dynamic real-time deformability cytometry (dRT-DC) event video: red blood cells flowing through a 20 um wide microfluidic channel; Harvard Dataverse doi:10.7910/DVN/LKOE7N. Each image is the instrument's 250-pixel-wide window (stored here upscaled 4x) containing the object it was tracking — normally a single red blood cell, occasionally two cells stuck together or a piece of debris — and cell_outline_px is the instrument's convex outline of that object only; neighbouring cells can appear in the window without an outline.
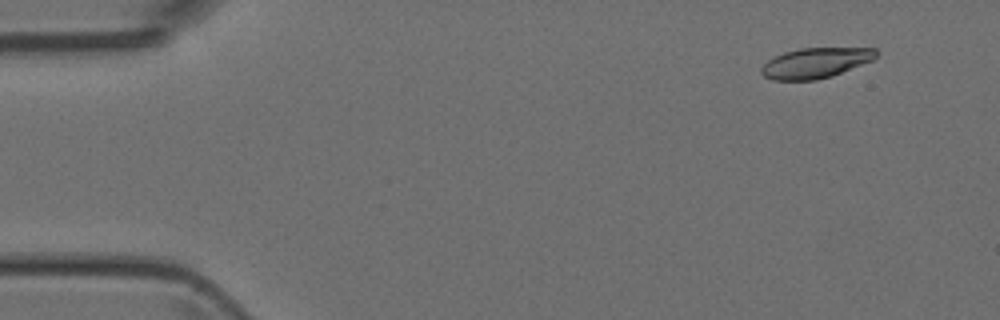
{"species": "Egyptian fruit bat (a non-hibernating species)", "species_latin": "Rousettus aegyptiacus", "temperature_condition": "room temperature", "stored_images_in_passage": 50, "camera_frame_rate_fps": 3000, "um_per_image_px": 0.085, "animal": {"sex": "female"}, "frame": {"image": 1, "passage_image": 5, "time_ms": 1.333, "image_size_px": [1000, 320], "cell_outline_px": [[880, 56], [872, 60], [832, 76], [816, 80], [772, 80], [764, 76], [760, 72], [760, 68], [768, 60], [784, 52], [800, 48], [876, 48], [880, 52]], "centroid_in_image_um": [69.34, 5.34], "position_along_channel_um": 15.7, "area_um2": 20.35}}
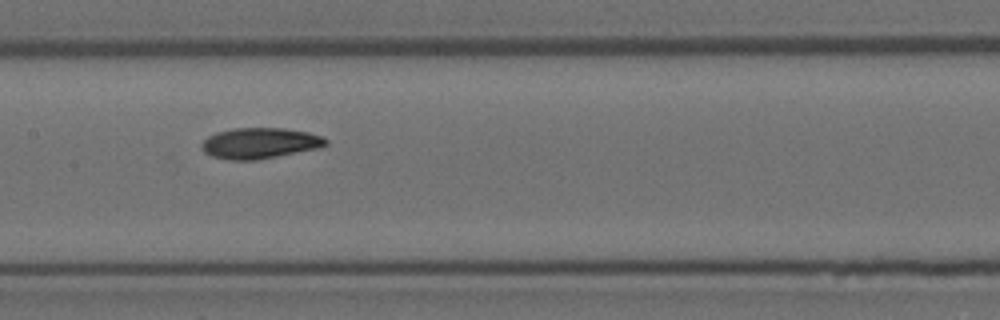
{"frame": {"image": 2, "passage_image": 25, "time_ms": 8.0, "image_size_px": [1000, 320], "cell_outline_px": [[328, 144], [320, 148], [256, 160], [232, 160], [212, 156], [204, 152], [200, 144], [208, 136], [216, 132], [232, 128], [284, 128], [308, 132], [320, 136], [328, 140]], "centroid_in_image_um": [22.08, 12.16], "position_along_channel_um": 185.3, "area_um2": 22.31}}
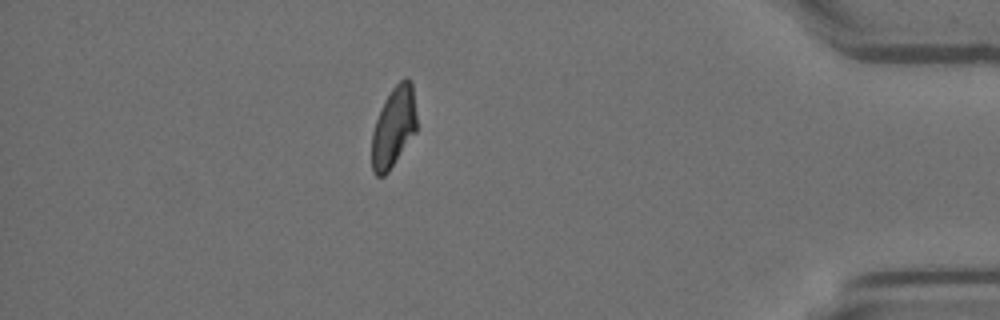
{"frame": {"image": 3, "passage_image": 44, "time_ms": 14.333, "image_size_px": [1000, 320], "cell_outline_px": [[416, 132], [388, 172], [384, 176], [376, 176], [372, 172], [372, 132], [376, 120], [384, 100], [392, 88], [404, 76], [408, 76], [412, 80], [416, 116]], "centroid_in_image_um": [33.46, 10.77], "position_along_channel_um": 401.7, "area_um2": 21.15}}